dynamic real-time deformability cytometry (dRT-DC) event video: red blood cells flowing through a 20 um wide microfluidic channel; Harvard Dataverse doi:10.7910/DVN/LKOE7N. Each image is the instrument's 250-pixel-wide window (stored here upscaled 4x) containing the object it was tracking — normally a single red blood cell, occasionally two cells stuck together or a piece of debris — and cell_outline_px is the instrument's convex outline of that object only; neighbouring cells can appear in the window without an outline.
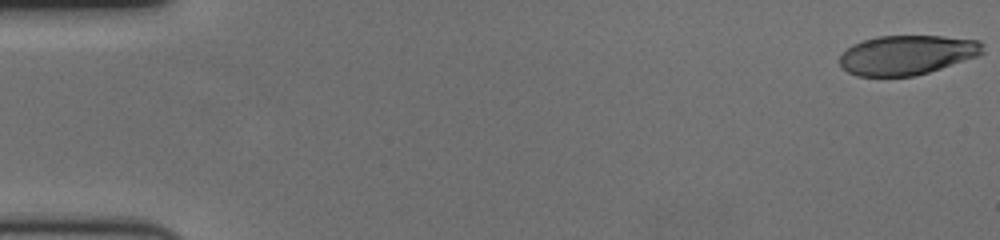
{"species": "human", "species_latin": "Homo sapiens", "temperature_condition": "cold", "stored_images_in_passage": 61, "camera_frame_rate_fps": 3000, "um_per_image_px": 0.085, "donor": {"sex": "female"}, "frame": {"image": 1, "passage_image": 1, "time_ms": 0.0, "image_size_px": [1000, 240], "cell_outline_px": [[984, 52], [976, 56], [916, 76], [856, 76], [840, 68], [840, 56], [852, 44], [876, 36], [944, 36], [980, 40], [984, 44]], "centroid_in_image_um": [77.08, 4.66], "position_along_channel_um": 7.9, "area_um2": 32.95}}
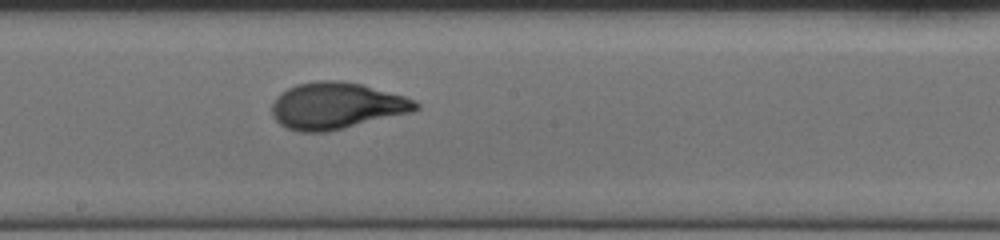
{"frame": {"image": 2, "passage_image": 34, "time_ms": 11.0, "image_size_px": [1000, 240], "cell_outline_px": [[420, 108], [412, 112], [328, 132], [300, 132], [288, 128], [280, 124], [272, 116], [272, 104], [276, 96], [280, 92], [296, 84], [316, 80], [344, 80], [360, 84], [404, 96], [416, 100], [420, 104]], "centroid_in_image_um": [28.59, 8.98], "position_along_channel_um": 219.6, "area_um2": 39.25}}
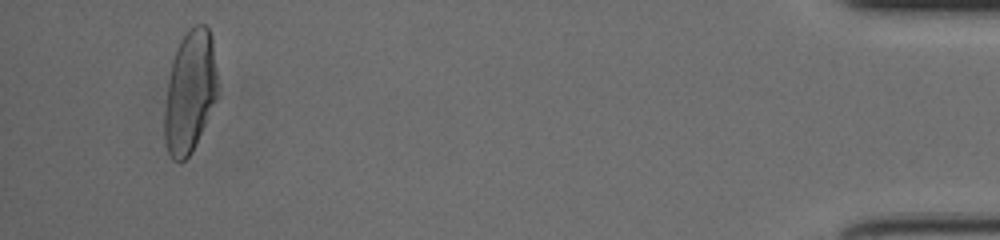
{"frame": {"image": 3, "passage_image": 58, "time_ms": 19.0, "image_size_px": [1000, 240], "cell_outline_px": [[216, 100], [192, 152], [184, 160], [172, 160], [164, 144], [164, 108], [172, 60], [176, 48], [180, 40], [196, 24], [204, 24], [208, 28], [212, 36], [216, 72]], "centroid_in_image_um": [16.12, 7.82], "position_along_channel_um": 419.1, "area_um2": 37.51}, "authors_computed_cell_mechanics": {"area_um2": 37.1076, "velocity_mm_per_s": 3.4488, "shape_relaxation_time_tau1_ms": 4.1889, "shape_relaxation_time_tau2_ms": null, "deformation_change_tau1": 0.2083, "deformation_change_tau2": null}}